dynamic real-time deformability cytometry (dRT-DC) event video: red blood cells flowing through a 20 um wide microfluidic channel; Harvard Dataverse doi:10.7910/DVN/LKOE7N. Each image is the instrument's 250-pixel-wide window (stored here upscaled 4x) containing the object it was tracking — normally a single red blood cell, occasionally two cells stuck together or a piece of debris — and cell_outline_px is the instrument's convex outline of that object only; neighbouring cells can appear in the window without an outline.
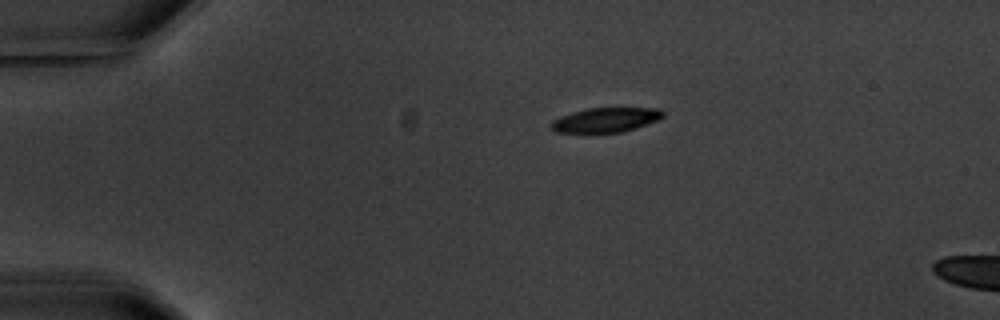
{"species": "common noctule bat (a hibernating species)", "species_latin": "Nyctalus noctula", "temperature_condition": "warm", "stored_images_in_passage": 3, "camera_frame_rate_fps": 3000, "um_per_image_px": 0.085, "animal": {"sex": "male", "body_mass_g": 20.1, "forearm_length_mm": 53.5}, "frame": {"image": 1, "passage_image": 1, "time_ms": 0.0, "image_size_px": [1000, 320], "cell_outline_px": [[664, 116], [656, 120], [636, 128], [620, 132], [556, 132], [552, 128], [552, 120], [560, 116], [572, 112], [588, 108], [660, 108], [664, 112]], "centroid_in_image_um": [51.5, 10.18], "position_along_channel_um": 33.5, "area_um2": 15.78}}